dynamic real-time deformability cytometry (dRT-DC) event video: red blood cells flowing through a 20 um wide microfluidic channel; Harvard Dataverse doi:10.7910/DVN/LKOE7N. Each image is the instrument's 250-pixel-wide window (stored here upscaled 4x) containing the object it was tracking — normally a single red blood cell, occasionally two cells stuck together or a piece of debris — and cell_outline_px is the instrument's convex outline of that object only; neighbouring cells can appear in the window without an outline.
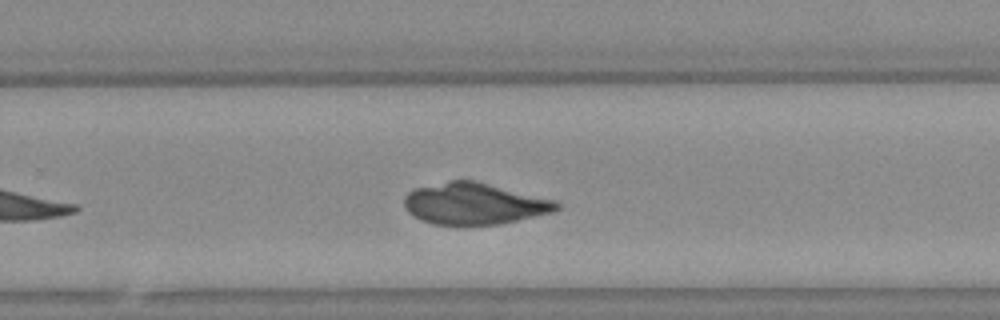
{"species": "Egyptian fruit bat (a non-hibernating species)", "species_latin": "Rousettus aegyptiacus", "temperature_condition": "warm", "stored_images_in_passage": 36, "camera_frame_rate_fps": 3000, "um_per_image_px": 0.085, "animal": {"sex": "female"}, "frame": {"image": 1, "passage_image": 22, "time_ms": 7.0, "image_size_px": [1000, 320], "cell_outline_px": [[560, 208], [552, 212], [516, 220], [496, 224], [432, 224], [420, 220], [412, 216], [404, 208], [404, 196], [408, 192], [416, 188], [452, 180], [476, 180], [556, 200], [560, 204]], "centroid_in_image_um": [40.29, 17.3], "position_along_channel_um": 289.5, "area_um2": 36.76}}